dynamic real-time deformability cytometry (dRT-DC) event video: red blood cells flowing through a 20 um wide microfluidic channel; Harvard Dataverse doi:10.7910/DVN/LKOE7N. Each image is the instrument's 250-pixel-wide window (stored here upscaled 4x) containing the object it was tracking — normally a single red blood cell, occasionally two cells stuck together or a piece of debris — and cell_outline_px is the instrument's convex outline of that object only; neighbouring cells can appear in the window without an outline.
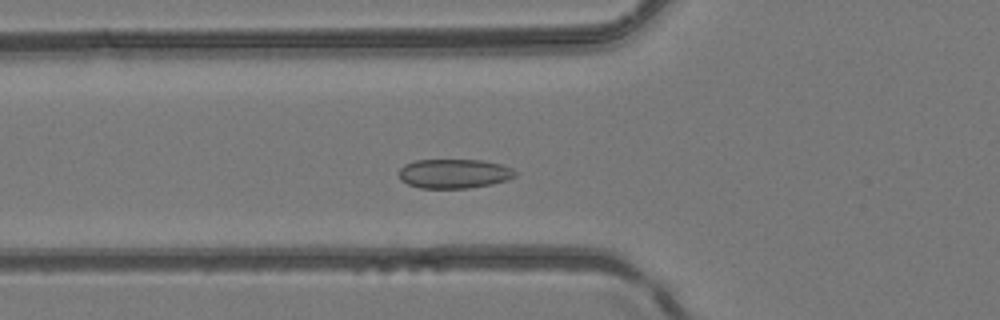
{"species": "common noctule bat (a hibernating species)", "species_latin": "Nyctalus noctula", "temperature_condition": "room temperature", "stored_images_in_passage": 46, "camera_frame_rate_fps": 3000, "um_per_image_px": 0.085, "animal": {"sex": "female", "body_mass_g": 24.6, "forearm_length_mm": 56.2}, "frame": {"image": 1, "passage_image": 15, "time_ms": 4.667, "image_size_px": [1000, 320], "cell_outline_px": [[516, 176], [508, 180], [492, 184], [468, 188], [420, 188], [408, 184], [400, 180], [400, 168], [404, 164], [416, 160], [480, 160], [500, 164], [512, 168], [516, 172]], "centroid_in_image_um": [38.6, 14.76], "position_along_channel_um": 87.2, "area_um2": 19.88}}
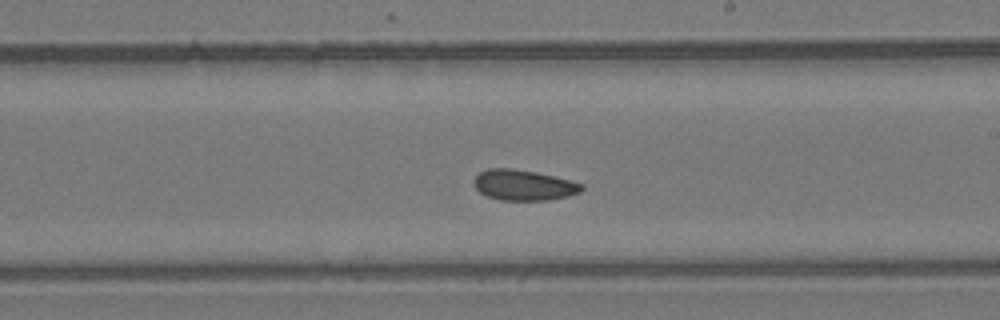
{"frame": {"image": 2, "passage_image": 26, "time_ms": 8.333, "image_size_px": [1000, 320], "cell_outline_px": [[584, 188], [580, 192], [568, 196], [548, 200], [500, 200], [488, 196], [480, 192], [476, 188], [472, 180], [480, 172], [488, 168], [512, 168], [536, 172], [584, 184]], "centroid_in_image_um": [44.5, 15.73], "position_along_channel_um": 244.5, "area_um2": 19.13}}
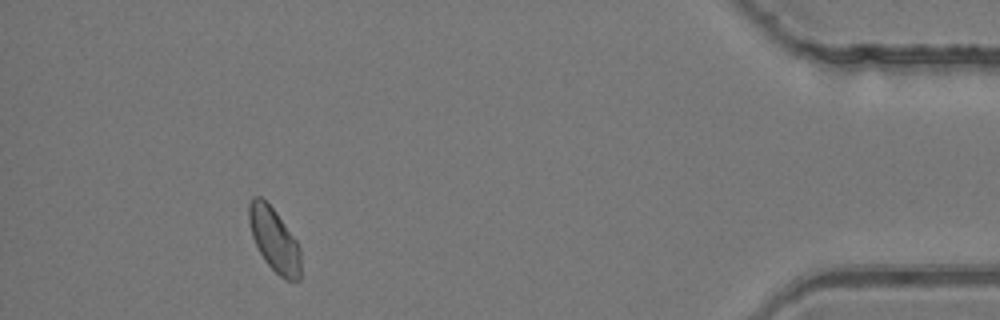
{"frame": {"image": 3, "passage_image": 42, "time_ms": 13.667, "image_size_px": [1000, 320], "cell_outline_px": [[300, 280], [288, 280], [280, 276], [264, 260], [252, 236], [248, 220], [248, 204], [252, 196], [260, 196], [276, 212], [296, 240], [300, 248]], "centroid_in_image_um": [23.29, 20.36], "position_along_channel_um": 411.9, "area_um2": 19.02}}